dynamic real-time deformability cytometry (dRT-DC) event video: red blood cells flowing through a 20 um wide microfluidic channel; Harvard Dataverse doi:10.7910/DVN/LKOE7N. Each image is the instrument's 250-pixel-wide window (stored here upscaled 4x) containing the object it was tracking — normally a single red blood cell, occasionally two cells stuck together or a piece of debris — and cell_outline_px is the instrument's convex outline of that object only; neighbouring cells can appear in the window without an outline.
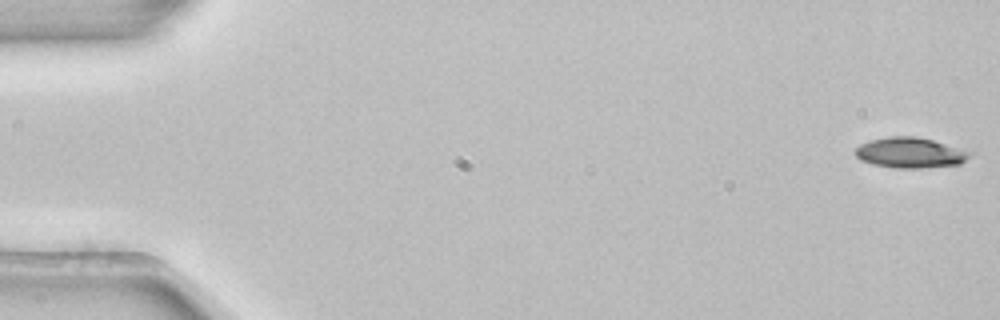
{"species": "common noctule bat (a hibernating species)", "species_latin": "Nyctalus noctula", "temperature_condition": "room temperature", "stored_images_in_passage": 53, "camera_frame_rate_fps": 3000, "um_per_image_px": 0.085, "animal": {"sex": "female", "body_mass_g": 22.7, "forearm_length_mm": 54.2}, "frame": {"image": 1, "passage_image": 1, "time_ms": 0.0, "image_size_px": [1000, 320], "cell_outline_px": [[972, 152], [960, 164], [920, 168], [896, 168], [872, 164], [860, 160], [856, 156], [856, 148], [860, 144], [868, 140], [888, 136], [916, 136], [932, 140]], "centroid_in_image_um": [77.31, 12.97], "position_along_channel_um": 7.7, "area_um2": 20.17}}
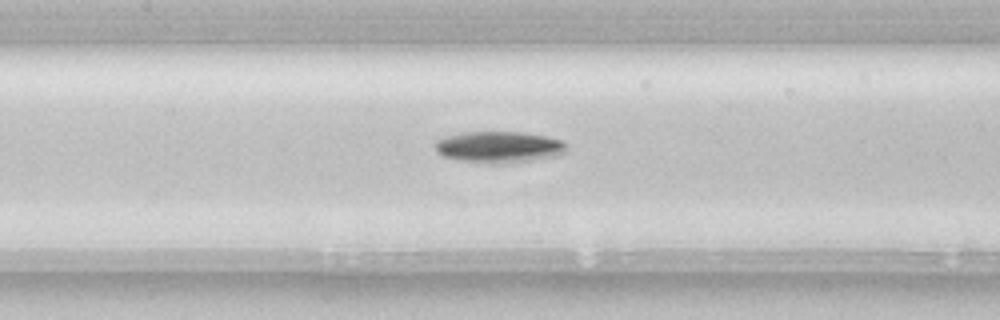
{"frame": {"image": 2, "passage_image": 25, "time_ms": 8.0, "image_size_px": [1000, 320], "cell_outline_px": [[564, 152], [560, 156], [504, 164], [488, 164], [460, 160], [440, 156], [436, 152], [436, 140], [448, 136], [464, 132], [524, 132], [548, 136], [560, 140], [564, 144]], "centroid_in_image_um": [42.4, 12.51], "position_along_channel_um": 165.0, "area_um2": 24.22}}
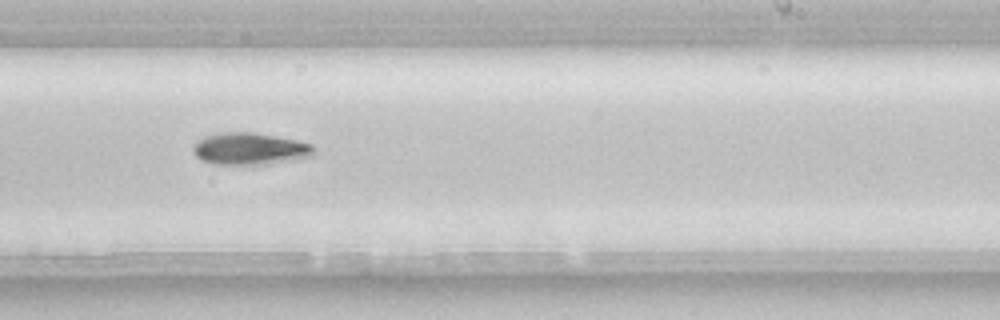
{"frame": {"image": 3, "passage_image": 33, "time_ms": 10.667, "image_size_px": [1000, 320], "cell_outline_px": [[316, 152], [312, 156], [272, 164], [216, 164], [200, 160], [196, 156], [192, 148], [192, 144], [196, 140], [204, 136], [220, 132], [252, 132], [276, 136], [296, 140], [312, 144], [316, 148]], "centroid_in_image_um": [21.23, 12.64], "position_along_channel_um": 267.8, "area_um2": 22.83}, "authors_computed_cell_mechanics": {"area_um2": 20.4034, "velocity_mm_per_s": 3.875, "shape_relaxation_time_tau1_ms": 2.8535, "shape_relaxation_time_tau2_ms": null, "deformation_change_tau1": 0.1035, "deformation_change_tau2": null}}